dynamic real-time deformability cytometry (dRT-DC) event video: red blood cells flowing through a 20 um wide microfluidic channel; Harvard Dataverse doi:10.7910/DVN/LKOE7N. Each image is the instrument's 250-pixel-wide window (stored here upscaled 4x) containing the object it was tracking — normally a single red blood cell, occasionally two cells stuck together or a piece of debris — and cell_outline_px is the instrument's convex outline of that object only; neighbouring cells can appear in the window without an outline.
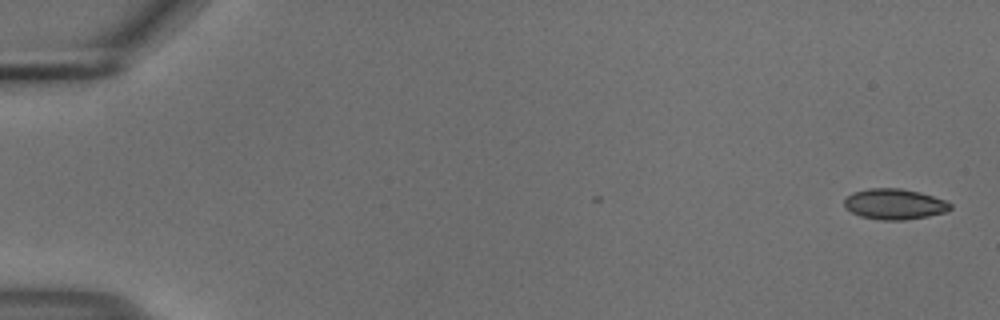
{"species": "common noctule bat (a hibernating species)", "species_latin": "Nyctalus noctula", "temperature_condition": "cold", "stored_images_in_passage": 3, "camera_frame_rate_fps": 3000, "um_per_image_px": 0.085, "animal": {"sex": "male", "body_mass_g": 18.8}, "frame": {"image": 1, "passage_image": 3, "time_ms": 0.667, "image_size_px": [1000, 320], "cell_outline_px": [[952, 208], [948, 212], [928, 216], [904, 220], [880, 220], [860, 216], [844, 208], [844, 200], [852, 192], [868, 188], [900, 188], [920, 192], [944, 200], [952, 204]], "centroid_in_image_um": [76.03, 17.35], "position_along_channel_um": 9.0, "area_um2": 19.07}}